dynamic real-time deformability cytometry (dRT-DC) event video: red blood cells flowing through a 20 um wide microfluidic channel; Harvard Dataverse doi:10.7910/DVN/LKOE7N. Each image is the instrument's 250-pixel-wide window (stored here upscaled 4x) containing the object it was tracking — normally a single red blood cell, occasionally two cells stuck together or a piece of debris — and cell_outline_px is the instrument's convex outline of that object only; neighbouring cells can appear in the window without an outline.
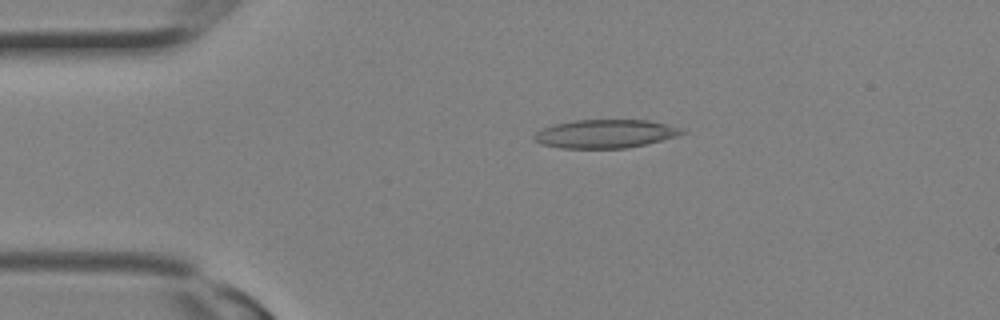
{"species": "Egyptian fruit bat (a non-hibernating species)", "species_latin": "Rousettus aegyptiacus", "temperature_condition": "room temperature", "stored_images_in_passage": 2, "camera_frame_rate_fps": 3000, "um_per_image_px": 0.085, "animal": {"sex": "female"}, "frame": {"image": 1, "passage_image": 2, "time_ms": 0.333, "image_size_px": [1000, 320], "cell_outline_px": [[688, 132], [676, 136], [628, 148], [560, 148], [540, 144], [532, 140], [532, 136], [536, 132], [552, 124], [572, 120], [648, 120], [668, 124], [684, 128]], "centroid_in_image_um": [51.43, 11.36], "position_along_channel_um": 33.6, "area_um2": 24.74}}